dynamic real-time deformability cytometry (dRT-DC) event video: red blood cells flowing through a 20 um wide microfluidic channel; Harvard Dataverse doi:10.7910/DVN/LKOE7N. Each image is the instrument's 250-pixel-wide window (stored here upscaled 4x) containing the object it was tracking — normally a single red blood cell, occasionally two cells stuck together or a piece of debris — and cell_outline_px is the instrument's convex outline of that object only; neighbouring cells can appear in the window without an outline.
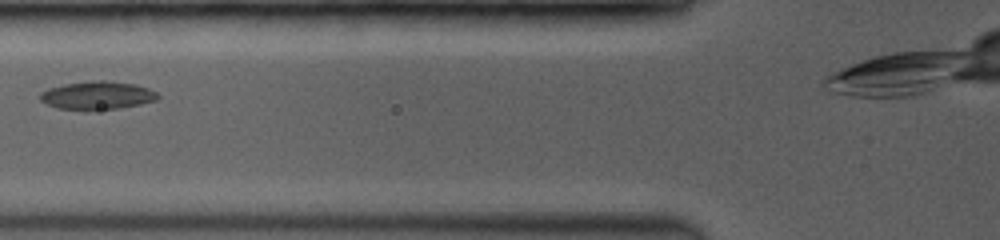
{"species": "common noctule bat (a hibernating species)", "species_latin": "Nyctalus noctula", "temperature_condition": "room temperature", "stored_images_in_passage": 6, "camera_frame_rate_fps": 3500, "um_per_image_px": 0.085, "animal": {"sex": "female", "body_mass_g": 19.0, "forearm_length_mm": 53.3}, "frame": {"image": 1, "passage_image": 3, "time_ms": 2.0, "image_size_px": [1000, 240], "cell_outline_px": [[160, 96], [156, 100], [140, 104], [120, 108], [92, 112], [84, 112], [56, 108], [40, 100], [40, 92], [48, 88], [64, 84], [96, 80], [104, 80], [136, 84], [148, 88], [156, 92]], "centroid_in_image_um": [8.24, 8.14], "position_along_channel_um": 117.6, "area_um2": 19.88}}
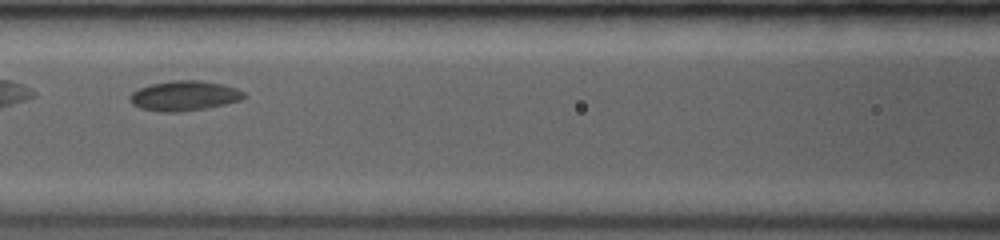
{"frame": {"image": 2, "passage_image": 4, "time_ms": 2.857, "image_size_px": [1000, 240], "cell_outline_px": [[248, 96], [240, 100], [208, 108], [180, 112], [160, 112], [140, 108], [132, 104], [128, 100], [128, 96], [132, 92], [140, 88], [152, 84], [172, 80], [200, 80], [224, 84], [236, 88], [244, 92]], "centroid_in_image_um": [15.66, 8.14], "position_along_channel_um": 150.9, "area_um2": 20.11}}
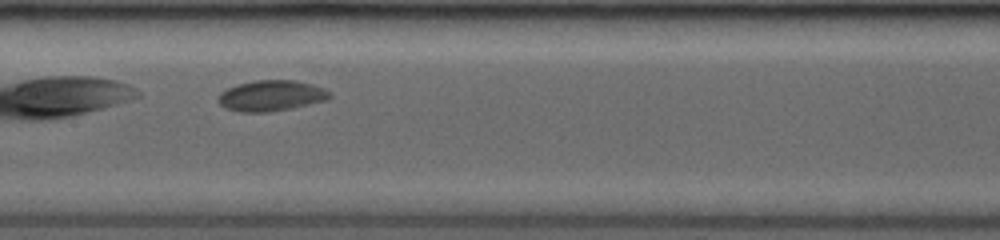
{"frame": {"image": 3, "passage_image": 5, "time_ms": 3.714, "image_size_px": [1000, 240], "cell_outline_px": [[332, 96], [328, 100], [292, 108], [268, 112], [240, 112], [224, 108], [216, 100], [220, 92], [236, 84], [256, 80], [296, 80], [312, 84], [324, 88], [332, 92]], "centroid_in_image_um": [23.06, 8.13], "position_along_channel_um": 184.3, "area_um2": 20.29}}